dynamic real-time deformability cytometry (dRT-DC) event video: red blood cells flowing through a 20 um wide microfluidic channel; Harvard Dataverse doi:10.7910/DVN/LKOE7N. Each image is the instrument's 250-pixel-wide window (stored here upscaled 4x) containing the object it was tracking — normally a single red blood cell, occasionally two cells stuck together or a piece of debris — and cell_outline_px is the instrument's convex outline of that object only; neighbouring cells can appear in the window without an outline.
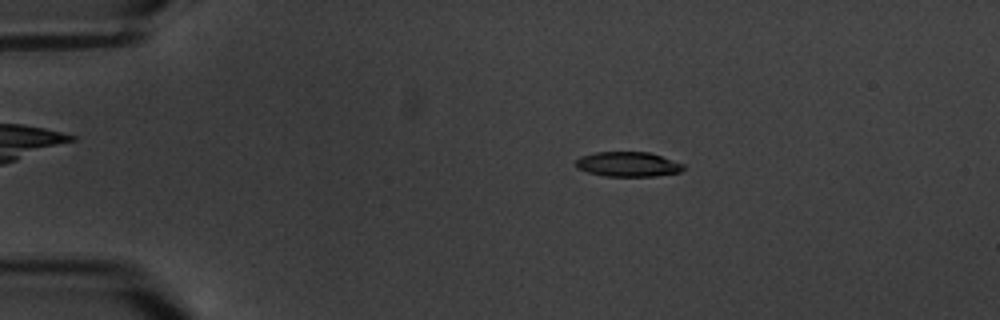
{"species": "common noctule bat (a hibernating species)", "species_latin": "Nyctalus noctula", "temperature_condition": "warm", "stored_images_in_passage": 4, "camera_frame_rate_fps": 3000, "um_per_image_px": 0.085, "animal": {"sex": "male", "body_mass_g": 20.1, "forearm_length_mm": 53.5}, "frame": {"image": 1, "passage_image": 3, "time_ms": 2.333, "image_size_px": [1000, 320], "cell_outline_px": [[684, 168], [680, 172], [656, 176], [604, 176], [588, 172], [576, 168], [576, 160], [580, 156], [596, 152], [648, 152], [684, 164]], "centroid_in_image_um": [53.35, 13.96], "position_along_channel_um": 31.6, "area_um2": 15.49}}